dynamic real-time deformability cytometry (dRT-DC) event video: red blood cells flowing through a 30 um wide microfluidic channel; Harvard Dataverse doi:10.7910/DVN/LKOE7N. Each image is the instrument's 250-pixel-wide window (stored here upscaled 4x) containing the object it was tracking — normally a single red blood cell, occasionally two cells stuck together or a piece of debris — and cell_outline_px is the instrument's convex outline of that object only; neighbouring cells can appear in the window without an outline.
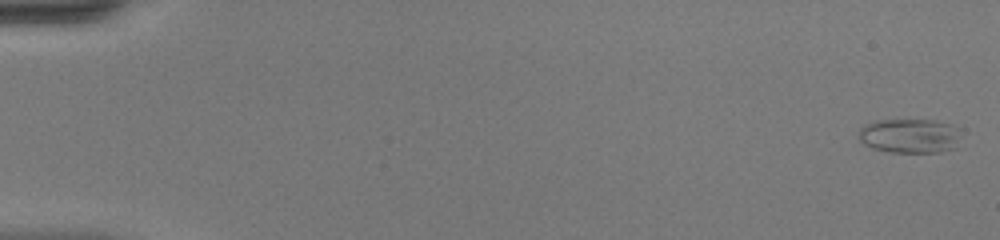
{"species": "common noctule bat (a hibernating species)", "species_latin": "Nyctalus noctula", "temperature_condition": "warm", "stored_images_in_passage": 50, "camera_frame_rate_fps": 3000, "um_per_image_px": 0.085, "animal": {"sex": "female", "body_mass_g": 20.0, "forearm_length_mm": 54.0}, "frame": {"image": 1, "passage_image": 1, "time_ms": 0.0, "image_size_px": [1000, 240], "cell_outline_px": [[964, 128], [956, 148], [940, 152], [888, 152], [872, 148], [864, 144], [860, 140], [856, 132], [864, 124], [876, 120], [936, 120]], "centroid_in_image_um": [77.37, 11.54], "position_along_channel_um": 7.6, "area_um2": 21.15}}
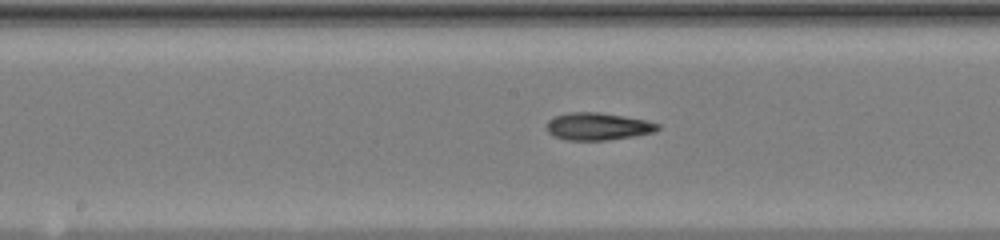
{"frame": {"image": 2, "passage_image": 27, "time_ms": 8.667, "image_size_px": [1000, 240], "cell_outline_px": [[660, 128], [656, 132], [636, 136], [608, 140], [568, 140], [552, 136], [544, 128], [544, 124], [548, 120], [556, 116], [568, 112], [596, 112], [644, 120], [660, 124]], "centroid_in_image_um": [50.77, 10.76], "position_along_channel_um": 197.4, "area_um2": 17.86}}
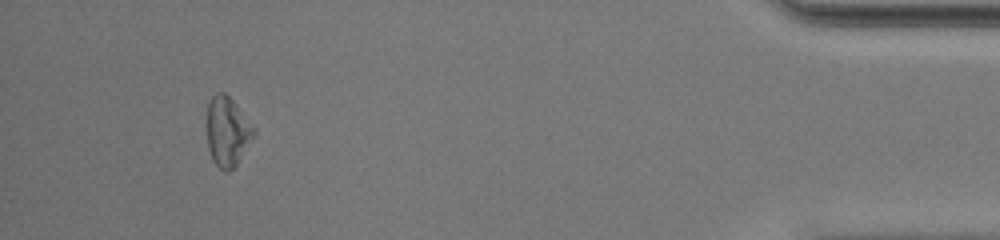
{"frame": {"image": 3, "passage_image": 47, "time_ms": 15.333, "image_size_px": [1000, 240], "cell_outline_px": [[256, 136], [236, 164], [228, 172], [224, 172], [212, 160], [208, 148], [208, 104], [212, 96], [216, 92], [224, 92], [232, 100], [256, 132]], "centroid_in_image_um": [19.33, 11.21], "position_along_channel_um": 415.9, "area_um2": 18.61}, "authors_computed_cell_mechanics": {"area_um2": 18.3804, "velocity_mm_per_s": 4.1973, "shape_relaxation_time_tau1_ms": null, "shape_relaxation_time_tau2_ms": 3.1869, "deformation_change_tau1": null, "deformation_change_tau2": 0.1321}}